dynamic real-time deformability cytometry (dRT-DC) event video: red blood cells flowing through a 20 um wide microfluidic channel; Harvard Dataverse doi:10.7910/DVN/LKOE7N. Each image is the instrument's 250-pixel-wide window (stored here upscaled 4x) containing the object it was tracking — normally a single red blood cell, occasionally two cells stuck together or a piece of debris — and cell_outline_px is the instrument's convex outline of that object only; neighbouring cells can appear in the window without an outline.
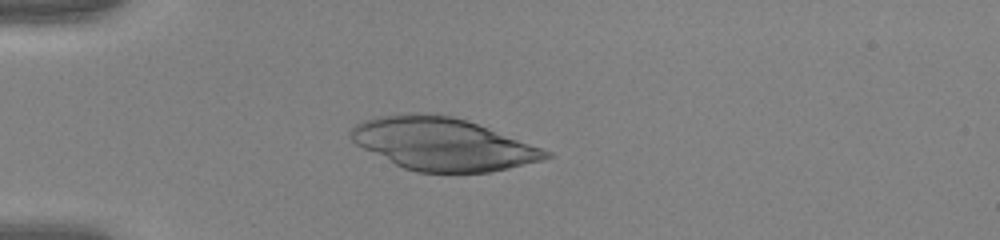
{"species": "human", "species_latin": "Homo sapiens", "temperature_condition": "warm", "stored_images_in_passage": 38, "camera_frame_rate_fps": 3000, "um_per_image_px": 0.085, "donor": {"sex": "female"}, "frame": {"image": 1, "passage_image": 1, "time_ms": 0.0, "image_size_px": [1000, 240], "cell_outline_px": [[556, 156], [544, 160], [508, 168], [488, 172], [416, 172], [404, 168], [356, 144], [348, 136], [348, 132], [356, 124], [364, 120], [380, 116], [408, 112], [432, 112], [452, 116], [468, 120], [552, 152]], "centroid_in_image_um": [37.64, 12.22], "position_along_channel_um": 47.4, "area_um2": 59.65}}